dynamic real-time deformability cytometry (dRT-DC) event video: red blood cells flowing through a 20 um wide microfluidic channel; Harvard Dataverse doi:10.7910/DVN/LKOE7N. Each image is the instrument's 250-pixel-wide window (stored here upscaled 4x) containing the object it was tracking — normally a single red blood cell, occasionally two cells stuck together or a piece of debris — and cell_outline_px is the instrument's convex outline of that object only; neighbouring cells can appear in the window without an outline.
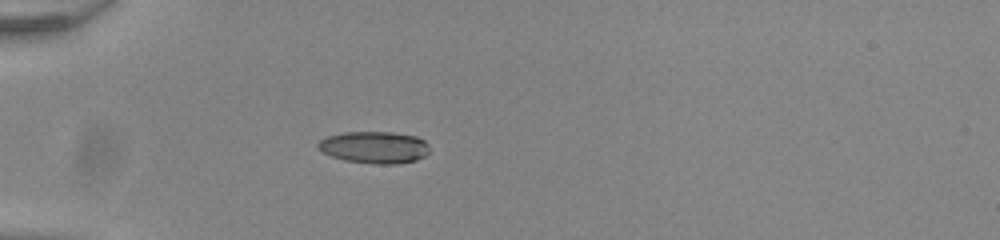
{"species": "common noctule bat (a hibernating species)", "species_latin": "Nyctalus noctula", "temperature_condition": "room temperature", "stored_images_in_passage": 38, "camera_frame_rate_fps": 3000, "um_per_image_px": 0.085, "animal": {"sex": "male", "body_mass_g": 20.0, "forearm_length_mm": 53.3}, "frame": {"image": 1, "passage_image": 1, "time_ms": 0.0, "image_size_px": [1000, 240], "cell_outline_px": [[428, 152], [424, 156], [416, 160], [396, 164], [372, 164], [344, 160], [332, 156], [316, 148], [316, 144], [324, 136], [344, 132], [392, 132], [416, 136], [424, 140], [428, 144]], "centroid_in_image_um": [31.79, 12.52], "position_along_channel_um": 53.2, "area_um2": 20.92}}
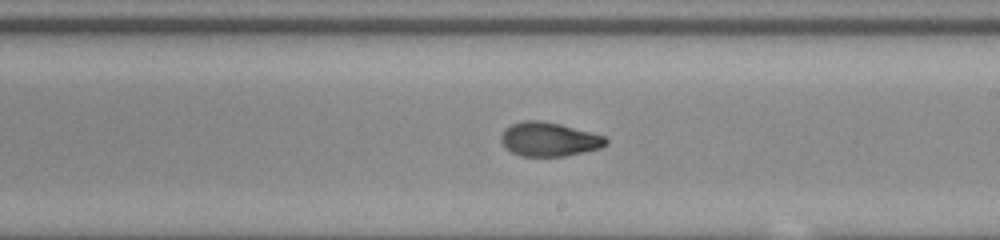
{"frame": {"image": 2, "passage_image": 17, "time_ms": 5.333, "image_size_px": [1000, 240], "cell_outline_px": [[608, 144], [600, 148], [584, 152], [564, 156], [520, 156], [512, 152], [500, 140], [500, 136], [504, 128], [512, 124], [524, 120], [540, 120], [560, 124], [604, 136], [608, 140]], "centroid_in_image_um": [46.66, 11.84], "position_along_channel_um": 242.3, "area_um2": 20.69}}
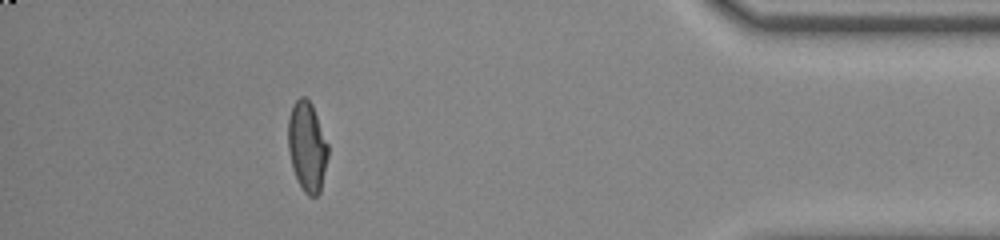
{"frame": {"image": 3, "passage_image": 33, "time_ms": 10.667, "image_size_px": [1000, 240], "cell_outline_px": [[328, 156], [320, 192], [316, 196], [308, 196], [304, 192], [292, 168], [288, 148], [288, 116], [296, 100], [300, 96], [304, 96], [312, 104], [328, 144]], "centroid_in_image_um": [26.1, 12.45], "position_along_channel_um": 409.1, "area_um2": 20.81}, "authors_computed_cell_mechanics": {"area_um2": 20.8658, "velocity_mm_per_s": 3.9013, "shape_relaxation_time_tau1_ms": 9.9033, "shape_relaxation_time_tau2_ms": 1.7066, "deformation_change_tau1": 0.295, "deformation_change_tau2": 0.0735}}